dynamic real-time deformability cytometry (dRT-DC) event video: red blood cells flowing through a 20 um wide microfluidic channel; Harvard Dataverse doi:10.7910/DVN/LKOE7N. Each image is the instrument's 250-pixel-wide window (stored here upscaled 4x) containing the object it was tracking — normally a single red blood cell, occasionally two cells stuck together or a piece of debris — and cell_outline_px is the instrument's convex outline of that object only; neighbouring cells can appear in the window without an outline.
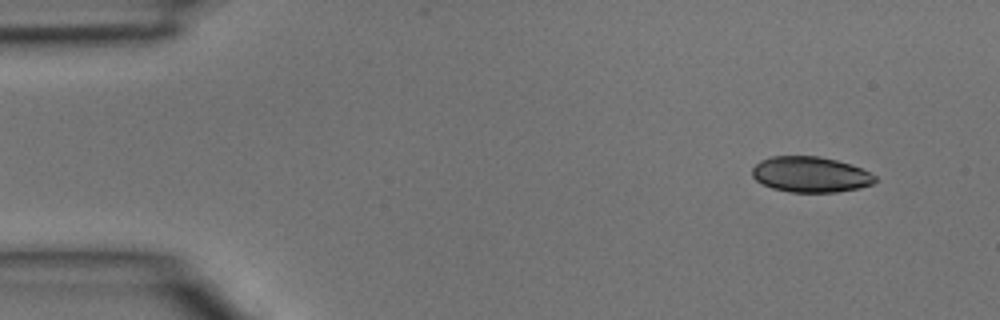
{"species": "common noctule bat (a hibernating species)", "species_latin": "Nyctalus noctula", "temperature_condition": "room temperature", "stored_images_in_passage": 3, "camera_frame_rate_fps": 3000, "um_per_image_px": 0.085, "animal": {"sex": "male", "body_mass_g": 15.6}, "frame": {"image": 1, "passage_image": 1, "time_ms": 0.0, "image_size_px": [1000, 320], "cell_outline_px": [[880, 180], [872, 184], [860, 188], [836, 192], [792, 192], [772, 188], [756, 180], [752, 176], [752, 168], [760, 160], [772, 156], [820, 156], [852, 164], [876, 176]], "centroid_in_image_um": [68.91, 14.83], "position_along_channel_um": 16.1, "area_um2": 25.61}}